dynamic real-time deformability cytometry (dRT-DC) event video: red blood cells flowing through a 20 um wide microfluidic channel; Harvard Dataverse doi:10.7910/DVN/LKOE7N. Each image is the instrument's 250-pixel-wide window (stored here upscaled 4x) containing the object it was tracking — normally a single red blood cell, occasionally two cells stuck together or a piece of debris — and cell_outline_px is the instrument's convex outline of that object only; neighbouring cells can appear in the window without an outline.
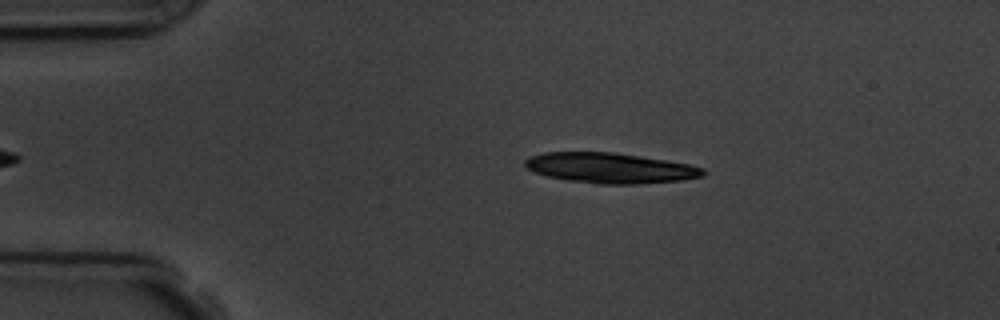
{"species": "common noctule bat (a hibernating species)", "species_latin": "Nyctalus noctula", "temperature_condition": "room temperature", "stored_images_in_passage": 5, "segment_of_instrument_passage": [2, 2], "camera_frame_rate_fps": 3000, "um_per_image_px": 0.085, "animal": {"sex": "male", "body_mass_g": 19.5, "forearm_length_mm": 54.6}, "frame": {"image": 1, "passage_image": 5, "time_ms": 5.667, "image_size_px": [1000, 320], "cell_outline_px": [[708, 172], [704, 176], [680, 180], [636, 184], [596, 184], [568, 180], [548, 176], [524, 168], [524, 160], [528, 156], [544, 152], [612, 152], [668, 160], [688, 164], [704, 168]], "centroid_in_image_um": [51.85, 14.27], "position_along_channel_um": 33.1, "area_um2": 31.62}}